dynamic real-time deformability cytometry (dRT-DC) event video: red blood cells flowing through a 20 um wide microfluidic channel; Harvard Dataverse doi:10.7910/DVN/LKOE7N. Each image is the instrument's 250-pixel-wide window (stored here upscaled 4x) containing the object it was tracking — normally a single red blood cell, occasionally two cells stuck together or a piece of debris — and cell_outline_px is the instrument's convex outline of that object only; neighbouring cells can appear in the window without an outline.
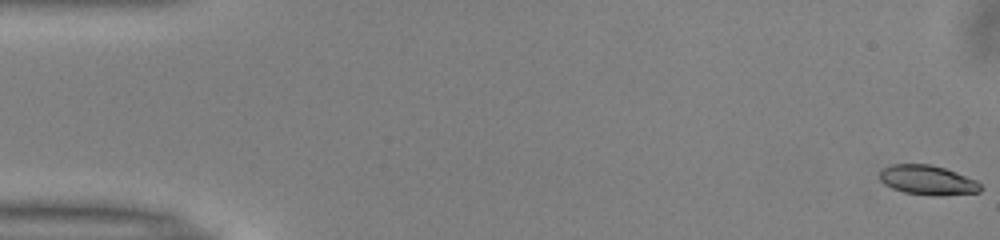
{"species": "common noctule bat (a hibernating species)", "species_latin": "Nyctalus noctula", "temperature_condition": "warm", "stored_images_in_passage": 52, "camera_frame_rate_fps": 3000, "um_per_image_px": 0.085, "animal": {"sex": "male", "body_mass_g": 13.0, "forearm_length_mm": 53.1}, "frame": {"image": 1, "passage_image": 1, "time_ms": 0.0, "image_size_px": [1000, 240], "cell_outline_px": [[984, 188], [980, 192], [944, 196], [932, 196], [904, 192], [892, 188], [884, 184], [880, 180], [880, 172], [884, 168], [892, 164], [928, 164], [944, 168], [956, 172], [976, 180]], "centroid_in_image_um": [78.88, 15.33], "position_along_channel_um": 6.1, "area_um2": 17.51}}
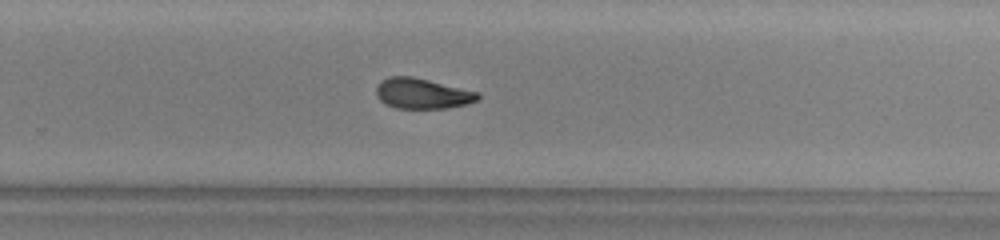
{"frame": {"image": 2, "passage_image": 34, "time_ms": 11.0, "image_size_px": [1000, 240], "cell_outline_px": [[480, 96], [476, 100], [468, 104], [448, 108], [396, 108], [384, 104], [380, 100], [376, 92], [376, 88], [380, 80], [388, 76], [412, 76], [480, 92]], "centroid_in_image_um": [35.89, 7.94], "position_along_channel_um": 293.9, "area_um2": 18.15}}
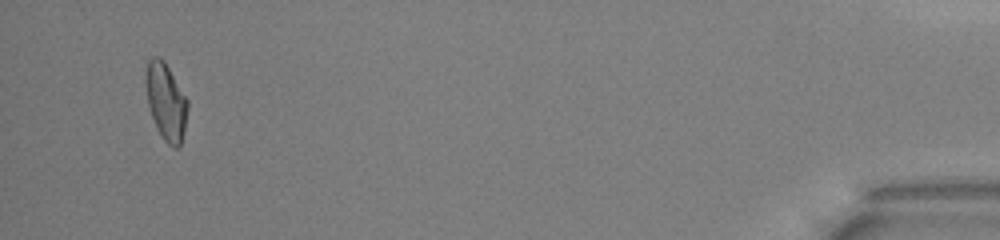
{"frame": {"image": 3, "passage_image": 50, "time_ms": 16.333, "image_size_px": [1000, 240], "cell_outline_px": [[188, 108], [184, 132], [180, 148], [172, 148], [164, 140], [152, 116], [148, 104], [144, 80], [144, 76], [148, 60], [152, 56], [160, 56], [164, 60], [188, 100]], "centroid_in_image_um": [14.1, 8.61], "position_along_channel_um": 421.1, "area_um2": 18.9}, "authors_computed_cell_mechanics": {"area_um2": 18.3804, "velocity_mm_per_s": 3.9874, "shape_relaxation_time_tau1_ms": 5.5256, "shape_relaxation_time_tau2_ms": 3.0741, "deformation_change_tau1": 0.1848, "deformation_change_tau2": 0.102}}